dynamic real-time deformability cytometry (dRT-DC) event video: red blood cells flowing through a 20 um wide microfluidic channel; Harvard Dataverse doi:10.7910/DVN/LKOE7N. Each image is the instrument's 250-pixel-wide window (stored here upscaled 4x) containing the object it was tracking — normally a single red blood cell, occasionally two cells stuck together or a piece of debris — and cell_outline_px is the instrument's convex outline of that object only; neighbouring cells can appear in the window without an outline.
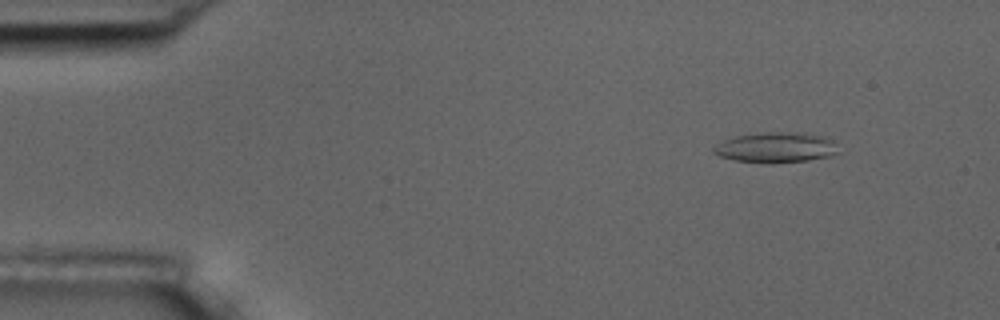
{"species": "common noctule bat (a hibernating species)", "species_latin": "Nyctalus noctula", "temperature_condition": "room temperature", "stored_images_in_passage": 56, "camera_frame_rate_fps": 3000, "um_per_image_px": 0.085, "animal": {"sex": "male", "body_mass_g": 17.5, "forearm_length_mm": 52.3}, "frame": {"image": 1, "passage_image": 6, "time_ms": 1.667, "image_size_px": [1000, 320], "cell_outline_px": [[840, 152], [832, 156], [808, 160], [772, 164], [768, 164], [736, 160], [720, 156], [712, 152], [712, 148], [716, 144], [724, 140], [736, 136], [764, 132], [800, 132], [824, 136], [832, 140]], "centroid_in_image_um": [65.97, 12.54], "position_along_channel_um": 19.0, "area_um2": 22.31}}
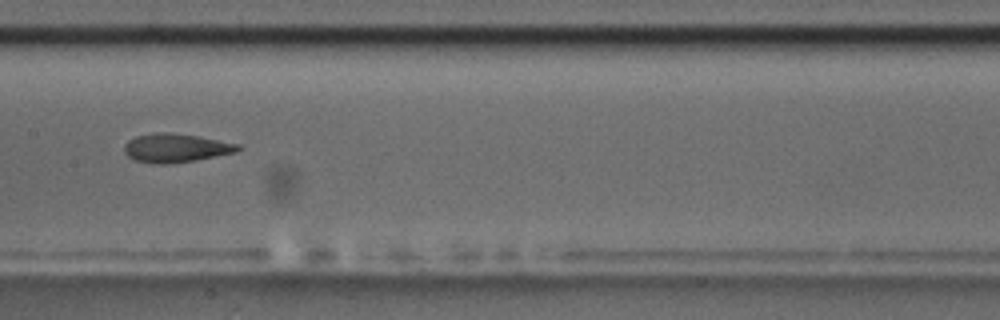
{"frame": {"image": 2, "passage_image": 28, "time_ms": 9.0, "image_size_px": [1000, 320], "cell_outline_px": [[244, 148], [236, 152], [196, 160], [168, 164], [156, 164], [136, 160], [128, 156], [124, 152], [124, 144], [128, 140], [136, 136], [156, 132], [168, 132], [196, 136], [240, 144]], "centroid_in_image_um": [14.95, 12.58], "position_along_channel_um": 192.5, "area_um2": 19.02}}
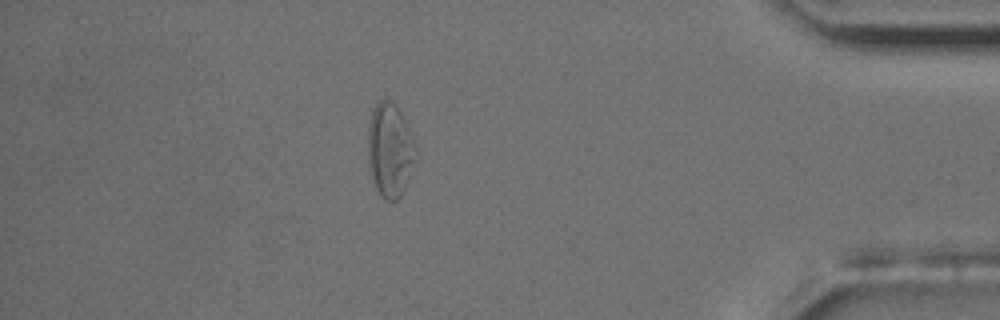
{"frame": {"image": 3, "passage_image": 49, "time_ms": 16.0, "image_size_px": [1000, 320], "cell_outline_px": [[416, 152], [404, 188], [400, 196], [396, 200], [388, 200], [380, 196], [372, 180], [368, 160], [368, 124], [372, 108], [380, 100], [388, 100], [404, 116], [416, 144]], "centroid_in_image_um": [33.12, 12.73], "position_along_channel_um": 402.1, "area_um2": 25.89}, "authors_computed_cell_mechanics": {"area_um2": 20.4323, "velocity_mm_per_s": 3.5761, "shape_relaxation_time_tau1_ms": null, "shape_relaxation_time_tau2_ms": 2.6123, "deformation_change_tau1": null, "deformation_change_tau2": 0.114}}